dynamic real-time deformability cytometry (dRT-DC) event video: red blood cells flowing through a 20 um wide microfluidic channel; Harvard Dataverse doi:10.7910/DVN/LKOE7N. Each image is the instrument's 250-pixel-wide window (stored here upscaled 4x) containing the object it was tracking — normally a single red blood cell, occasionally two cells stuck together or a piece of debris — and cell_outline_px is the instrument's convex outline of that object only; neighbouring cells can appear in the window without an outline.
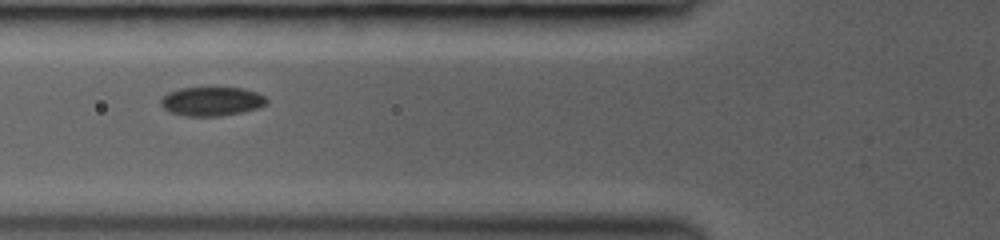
{"species": "common noctule bat (a hibernating species)", "species_latin": "Nyctalus noctula", "temperature_condition": "room temperature", "stored_images_in_passage": 4, "camera_frame_rate_fps": 3000, "um_per_image_px": 0.085, "animal": {"sex": "female", "body_mass_g": 19.0, "forearm_length_mm": 53.3}, "frame": {"image": 1, "passage_image": 2, "time_ms": 0.667, "image_size_px": [1000, 240], "cell_outline_px": [[268, 104], [260, 108], [244, 112], [220, 116], [184, 116], [172, 112], [164, 108], [160, 104], [160, 100], [168, 92], [180, 88], [244, 88], [256, 92], [264, 96], [268, 100]], "centroid_in_image_um": [18.03, 8.62], "position_along_channel_um": 107.8, "area_um2": 17.98}}